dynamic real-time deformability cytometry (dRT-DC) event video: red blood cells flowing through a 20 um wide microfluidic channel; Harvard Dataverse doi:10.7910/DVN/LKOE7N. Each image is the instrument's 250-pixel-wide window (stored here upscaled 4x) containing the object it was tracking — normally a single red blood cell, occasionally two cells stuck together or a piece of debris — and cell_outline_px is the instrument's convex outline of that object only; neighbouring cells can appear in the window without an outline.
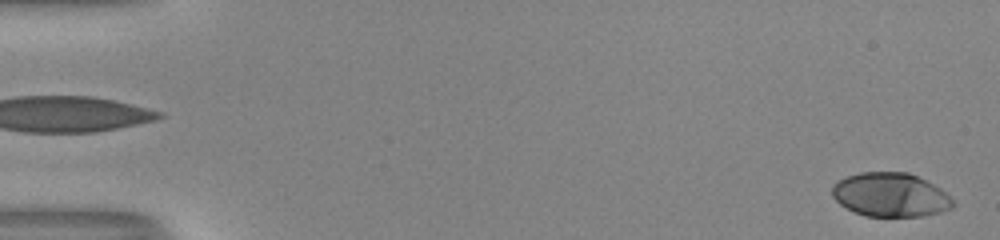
{"species": "human", "species_latin": "Homo sapiens", "temperature_condition": "room temperature", "stored_images_in_passage": 52, "camera_frame_rate_fps": 3000, "um_per_image_px": 0.085, "donor": {"sex": "male"}, "frame": {"image": 1, "passage_image": 1, "time_ms": 0.0, "image_size_px": [1000, 240], "cell_outline_px": [[956, 204], [952, 208], [940, 212], [924, 216], [864, 216], [840, 204], [832, 196], [832, 184], [836, 180], [860, 172], [908, 172], [940, 188]], "centroid_in_image_um": [75.66, 16.56], "position_along_channel_um": 9.3, "area_um2": 30.81}}
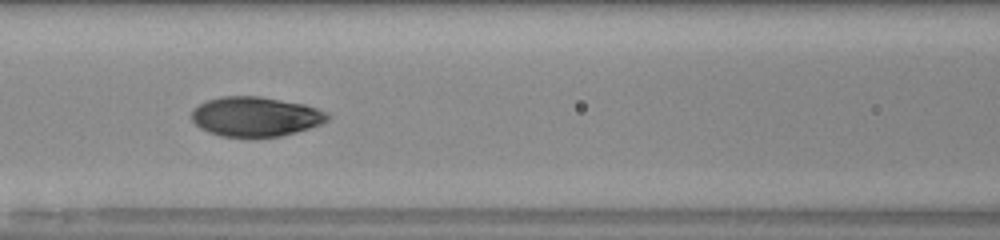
{"frame": {"image": 2, "passage_image": 24, "time_ms": 7.667, "image_size_px": [1000, 240], "cell_outline_px": [[332, 116], [328, 120], [320, 124], [296, 132], [280, 136], [220, 136], [208, 132], [200, 128], [192, 120], [192, 108], [208, 100], [220, 96], [260, 96], [304, 104], [328, 112]], "centroid_in_image_um": [21.72, 9.9], "position_along_channel_um": 144.9, "area_um2": 31.33}}
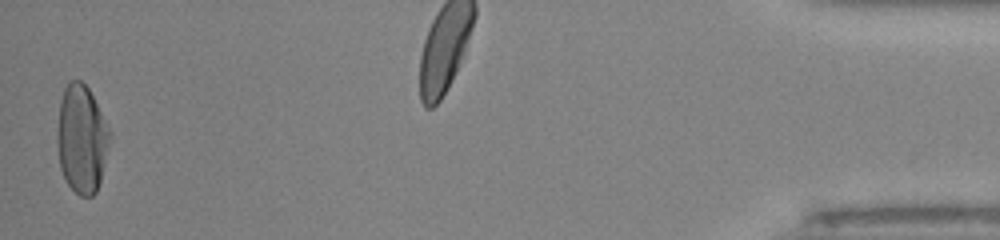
{"frame": {"image": 3, "passage_image": 52, "time_ms": 17.0, "image_size_px": [1000, 240], "cell_outline_px": [[112, 136], [100, 180], [96, 192], [92, 196], [80, 196], [68, 184], [60, 168], [56, 140], [56, 136], [60, 100], [64, 88], [68, 80], [80, 80], [88, 88], [112, 132]], "centroid_in_image_um": [6.94, 11.79], "position_along_channel_um": 428.3, "area_um2": 33.35}, "authors_computed_cell_mechanics": {"area_um2": 31.4721, "velocity_mm_per_s": 4.022, "shape_relaxation_time_tau1_ms": 4.3613, "shape_relaxation_time_tau2_ms": null, "deformation_change_tau1": 0.2074, "deformation_change_tau2": null}}